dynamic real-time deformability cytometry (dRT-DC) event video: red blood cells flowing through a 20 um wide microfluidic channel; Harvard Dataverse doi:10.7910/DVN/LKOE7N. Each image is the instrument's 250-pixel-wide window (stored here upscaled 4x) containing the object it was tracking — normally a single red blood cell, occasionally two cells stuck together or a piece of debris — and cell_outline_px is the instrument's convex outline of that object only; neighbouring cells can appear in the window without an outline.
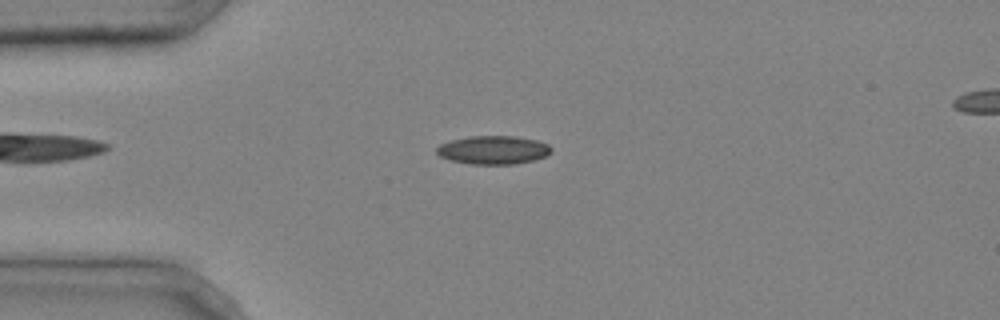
{"species": "common noctule bat (a hibernating species)", "species_latin": "Nyctalus noctula", "temperature_condition": "cold", "stored_images_in_passage": 5, "segment_of_instrument_passage": [1, 2], "camera_frame_rate_fps": 3000, "um_per_image_px": 0.085, "animal": {"sex": "male", "body_mass_g": 20.4}, "frame": {"image": 1, "passage_image": 4, "time_ms": 1.0, "image_size_px": [1000, 320], "cell_outline_px": [[552, 152], [536, 160], [516, 164], [472, 164], [452, 160], [440, 156], [436, 152], [436, 148], [440, 144], [452, 140], [468, 136], [516, 136], [536, 140], [548, 144], [552, 148]], "centroid_in_image_um": [41.96, 12.74], "position_along_channel_um": 43.0, "area_um2": 19.02}}